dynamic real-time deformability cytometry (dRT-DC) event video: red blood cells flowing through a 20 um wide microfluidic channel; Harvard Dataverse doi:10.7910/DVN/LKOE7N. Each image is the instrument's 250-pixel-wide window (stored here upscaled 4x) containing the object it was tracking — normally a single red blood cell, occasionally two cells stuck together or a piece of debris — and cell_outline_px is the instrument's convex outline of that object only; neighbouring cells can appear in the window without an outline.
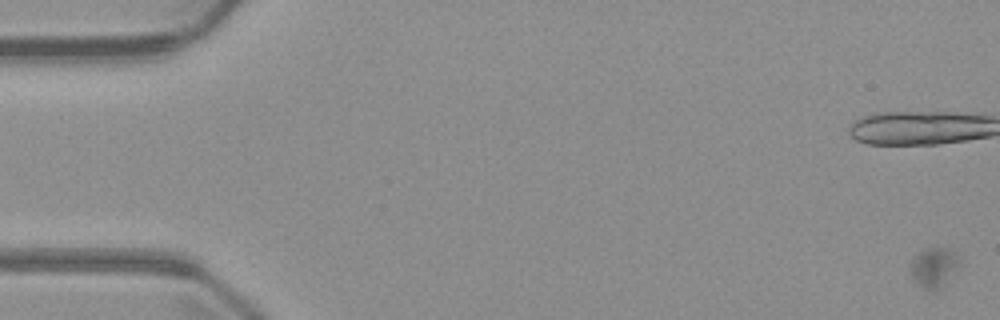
{"species": "common noctule bat (a hibernating species)", "species_latin": "Nyctalus noctula", "temperature_condition": "warm", "stored_images_in_passage": 5, "camera_frame_rate_fps": 3000, "um_per_image_px": 0.085, "animal": {"sex": "male", "body_mass_g": 23.1, "forearm_length_mm": 52.7}, "frame": {"image": 1, "passage_image": 1, "time_ms": 0.0, "image_size_px": [1000, 320], "cell_outline_px": [[960, 264], [944, 288], [936, 292], [932, 292], [920, 288], [912, 280], [912, 260], [924, 248], [936, 244], [952, 248], [960, 256]], "centroid_in_image_um": [79.45, 22.72], "position_along_channel_um": 5.6, "area_um2": 12.31}}